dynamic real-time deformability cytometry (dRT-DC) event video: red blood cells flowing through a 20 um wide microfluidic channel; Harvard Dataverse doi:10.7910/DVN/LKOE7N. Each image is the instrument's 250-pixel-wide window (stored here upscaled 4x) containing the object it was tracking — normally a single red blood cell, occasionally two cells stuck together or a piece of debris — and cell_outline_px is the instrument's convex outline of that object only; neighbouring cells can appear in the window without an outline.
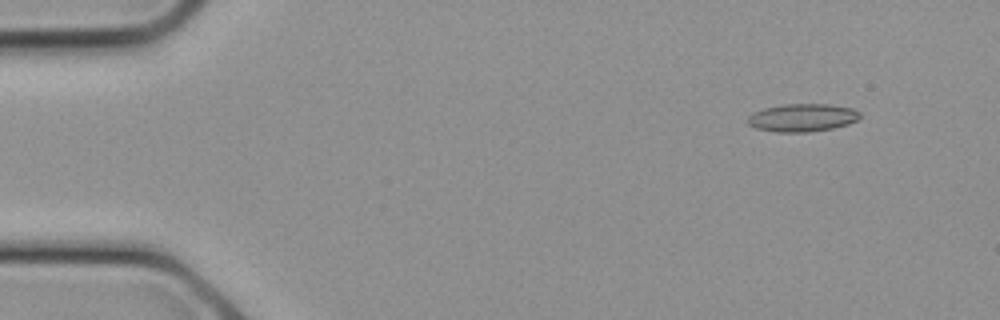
{"species": "common noctule bat (a hibernating species)", "species_latin": "Nyctalus noctula", "temperature_condition": "cold", "stored_images_in_passage": 10, "camera_frame_rate_fps": 3000, "um_per_image_px": 0.085, "animal": {"sex": "female", "body_mass_g": 21.9}, "frame": {"image": 1, "passage_image": 3, "time_ms": 0.667, "image_size_px": [1000, 320], "cell_outline_px": [[860, 116], [856, 120], [848, 124], [832, 128], [808, 132], [776, 132], [756, 128], [748, 124], [748, 116], [752, 112], [764, 108], [784, 104], [828, 104], [852, 108], [860, 112]], "centroid_in_image_um": [68.18, 10.0], "position_along_channel_um": 16.8, "area_um2": 18.21}}
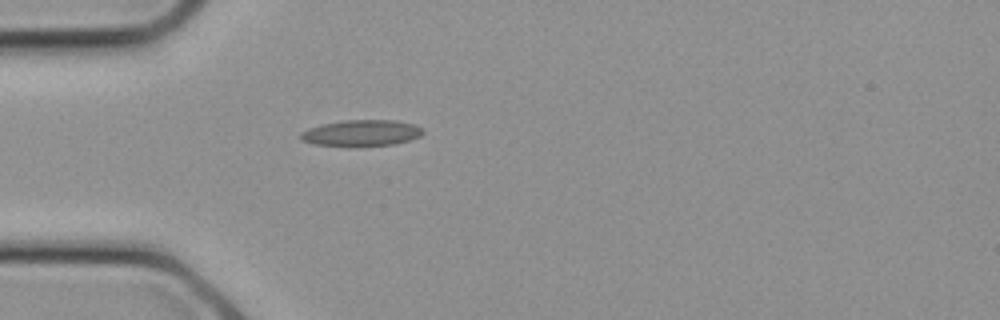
{"frame": {"image": 2, "passage_image": 8, "time_ms": 2.333, "image_size_px": [1000, 320], "cell_outline_px": [[424, 132], [420, 136], [396, 144], [360, 148], [312, 144], [300, 140], [300, 132], [308, 128], [324, 124], [344, 120], [396, 120], [416, 124], [424, 128]], "centroid_in_image_um": [30.73, 11.33], "position_along_channel_um": 54.3, "area_um2": 19.36}}
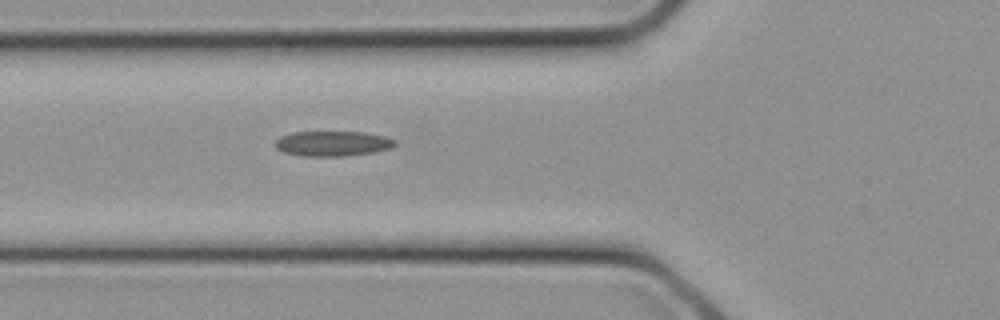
{"frame": {"image": 3, "passage_image": 10, "time_ms": 3.0, "image_size_px": [1000, 320], "cell_outline_px": [[396, 144], [392, 148], [372, 152], [344, 156], [304, 156], [284, 152], [276, 148], [272, 144], [280, 136], [292, 132], [364, 132], [384, 136], [396, 140]], "centroid_in_image_um": [28.25, 12.2], "position_along_channel_um": 97.6, "area_um2": 17.57}}